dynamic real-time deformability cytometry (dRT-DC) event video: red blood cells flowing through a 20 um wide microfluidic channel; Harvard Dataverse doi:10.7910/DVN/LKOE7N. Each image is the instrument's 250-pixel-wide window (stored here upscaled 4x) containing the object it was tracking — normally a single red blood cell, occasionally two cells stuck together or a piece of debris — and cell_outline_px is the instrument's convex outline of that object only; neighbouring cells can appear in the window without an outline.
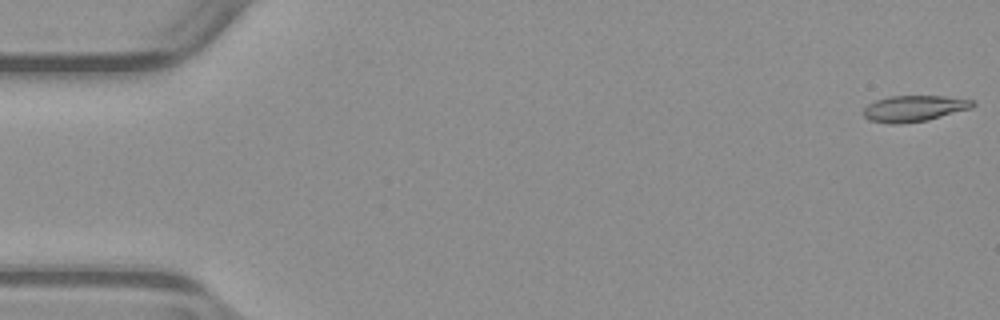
{"species": "common noctule bat (a hibernating species)", "species_latin": "Nyctalus noctula", "temperature_condition": "warm", "stored_images_in_passage": 53, "camera_frame_rate_fps": 3000, "um_per_image_px": 0.085, "animal": {"sex": "male", "body_mass_g": 23.1, "forearm_length_mm": 52.7}, "frame": {"image": 1, "passage_image": 1, "time_ms": 0.0, "image_size_px": [1000, 320], "cell_outline_px": [[976, 104], [972, 108], [928, 120], [900, 124], [892, 124], [868, 120], [864, 116], [864, 108], [868, 104], [876, 100], [888, 96], [944, 96], [976, 100]], "centroid_in_image_um": [77.72, 9.22], "position_along_channel_um": 7.3, "area_um2": 16.76}}
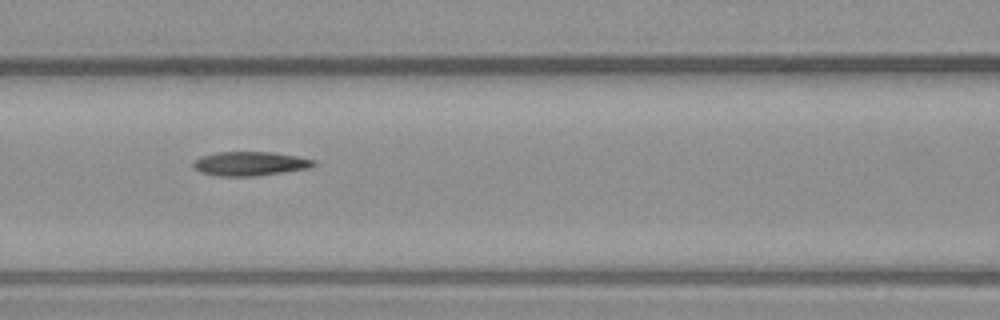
{"frame": {"image": 2, "passage_image": 23, "time_ms": 7.333, "image_size_px": [1000, 320], "cell_outline_px": [[316, 164], [312, 168], [284, 172], [252, 176], [220, 176], [200, 172], [192, 164], [192, 160], [200, 156], [216, 152], [272, 152], [296, 156], [316, 160]], "centroid_in_image_um": [21.25, 13.9], "position_along_channel_um": 145.3, "area_um2": 16.99}}
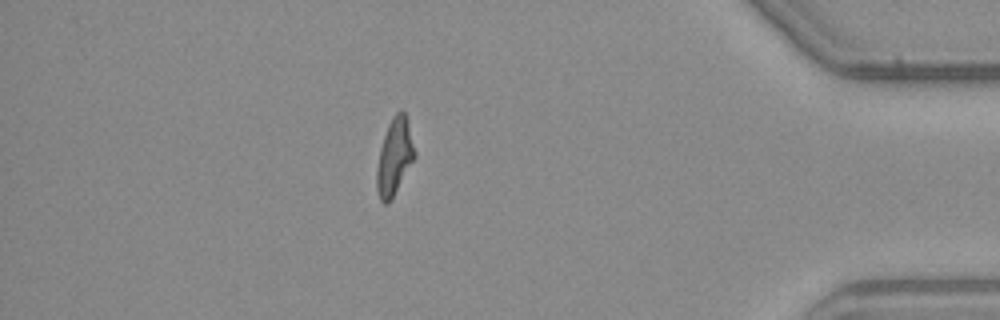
{"frame": {"image": 3, "passage_image": 46, "time_ms": 15.0, "image_size_px": [1000, 320], "cell_outline_px": [[416, 156], [388, 204], [384, 204], [380, 200], [376, 188], [376, 172], [380, 148], [388, 124], [392, 116], [396, 112], [404, 112], [408, 124], [416, 152]], "centroid_in_image_um": [33.52, 13.34], "position_along_channel_um": 401.7, "area_um2": 16.65}, "authors_computed_cell_mechanics": {"area_um2": 16.8776, "velocity_mm_per_s": 3.9309, "shape_relaxation_time_tau1_ms": 4.5382, "shape_relaxation_time_tau2_ms": 4.125, "deformation_change_tau1": 0.1981, "deformation_change_tau2": 0.1518}}